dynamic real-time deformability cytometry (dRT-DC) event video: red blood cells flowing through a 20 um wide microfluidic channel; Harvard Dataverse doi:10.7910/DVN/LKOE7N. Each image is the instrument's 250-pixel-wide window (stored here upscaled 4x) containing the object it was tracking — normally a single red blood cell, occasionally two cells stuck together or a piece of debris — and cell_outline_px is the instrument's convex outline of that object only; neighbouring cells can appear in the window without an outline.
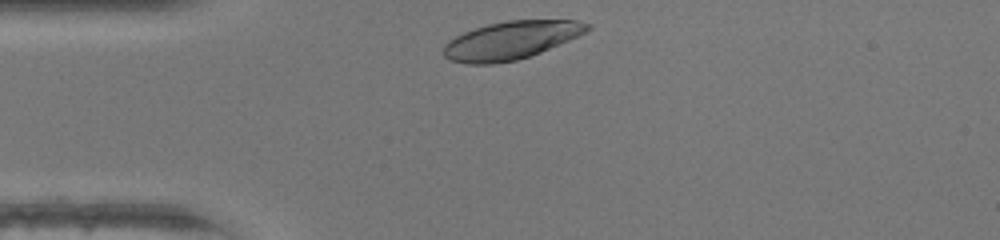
{"species": "human", "species_latin": "Homo sapiens", "temperature_condition": "warm", "stored_images_in_passage": 27, "camera_frame_rate_fps": 3000, "um_per_image_px": 0.085, "donor": {"sex": "female"}, "frame": {"image": 1, "passage_image": 1, "time_ms": 0.0, "image_size_px": [1000, 240], "cell_outline_px": [[592, 28], [568, 40], [540, 52], [516, 60], [492, 64], [468, 64], [448, 60], [444, 56], [444, 44], [448, 40], [464, 32], [488, 24], [508, 20], [580, 20], [592, 24]], "centroid_in_image_um": [43.42, 3.42], "position_along_channel_um": 41.6, "area_um2": 31.67}}
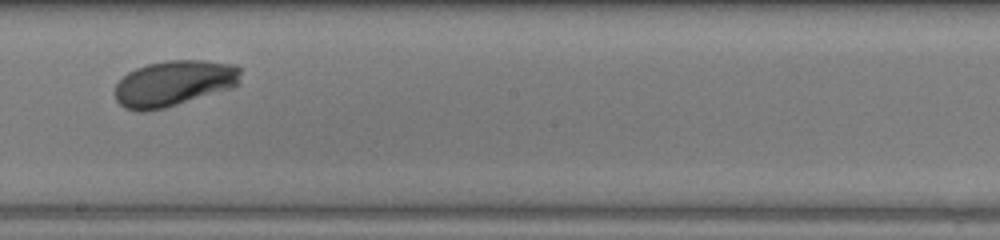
{"frame": {"image": 2, "passage_image": 16, "time_ms": 5.0, "image_size_px": [1000, 240], "cell_outline_px": [[240, 84], [232, 88], [164, 108], [144, 112], [140, 112], [124, 108], [116, 100], [116, 84], [128, 72], [136, 68], [148, 64], [168, 60], [204, 60], [236, 64], [240, 68]], "centroid_in_image_um": [14.81, 7.08], "position_along_channel_um": 233.4, "area_um2": 33.64}}
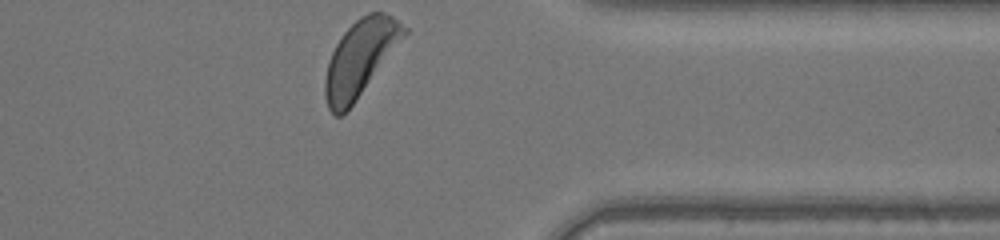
{"frame": {"image": 3, "passage_image": 27, "time_ms": 8.667, "image_size_px": [1000, 240], "cell_outline_px": [[408, 32], [356, 100], [340, 116], [336, 116], [328, 108], [324, 96], [324, 80], [328, 60], [336, 44], [344, 32], [360, 16], [368, 12], [384, 12], [392, 16], [408, 28]], "centroid_in_image_um": [30.6, 4.92], "position_along_channel_um": 380.8, "area_um2": 34.51}, "authors_computed_cell_mechanics": {"area_um2": 33.1194, "velocity_mm_per_s": 4.3429, "shape_relaxation_time_tau1_ms": 2.8039, "shape_relaxation_time_tau2_ms": null, "deformation_change_tau1": 0.1675, "deformation_change_tau2": null}}